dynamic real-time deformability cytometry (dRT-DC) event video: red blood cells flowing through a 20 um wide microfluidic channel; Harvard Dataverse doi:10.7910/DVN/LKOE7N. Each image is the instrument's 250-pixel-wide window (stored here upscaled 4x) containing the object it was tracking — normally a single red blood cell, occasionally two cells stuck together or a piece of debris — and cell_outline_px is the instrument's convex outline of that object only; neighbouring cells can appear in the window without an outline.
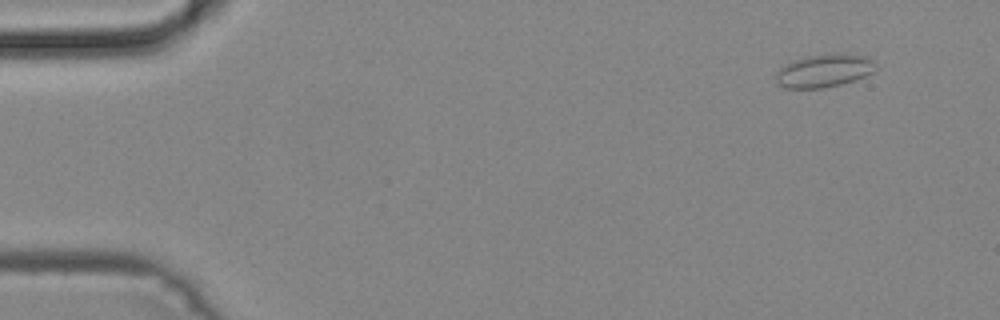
{"species": "common noctule bat (a hibernating species)", "species_latin": "Nyctalus noctula", "temperature_condition": "cold", "stored_images_in_passage": 8, "camera_frame_rate_fps": 3000, "um_per_image_px": 0.085, "animal": {"sex": "male", "body_mass_g": 19.2, "forearm_length_mm": 51.8}, "frame": {"image": 1, "passage_image": 1, "time_ms": 0.0, "image_size_px": [1000, 320], "cell_outline_px": [[876, 68], [872, 72], [856, 80], [840, 84], [820, 88], [784, 88], [776, 84], [776, 72], [784, 64], [792, 60], [804, 56], [828, 52], [840, 52], [868, 56], [872, 60]], "centroid_in_image_um": [70.02, 5.97], "position_along_channel_um": 15.0, "area_um2": 19.71}}